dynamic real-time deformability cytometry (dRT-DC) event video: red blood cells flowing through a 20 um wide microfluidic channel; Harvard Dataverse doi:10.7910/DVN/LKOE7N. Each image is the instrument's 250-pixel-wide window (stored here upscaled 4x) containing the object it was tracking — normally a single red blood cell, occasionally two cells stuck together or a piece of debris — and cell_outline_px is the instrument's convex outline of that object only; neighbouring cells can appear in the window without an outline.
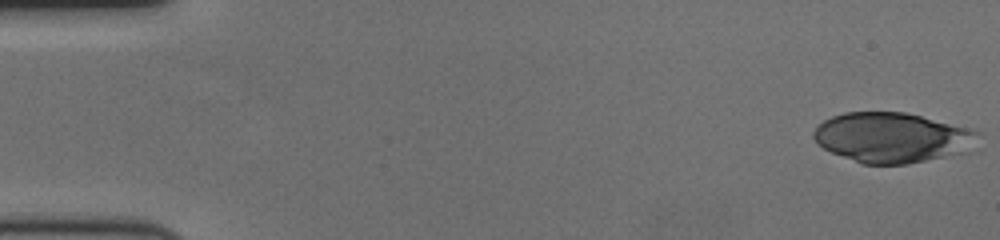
{"species": "human", "species_latin": "Homo sapiens", "temperature_condition": "cold", "stored_images_in_passage": 59, "camera_frame_rate_fps": 3000, "um_per_image_px": 0.085, "donor": {"sex": "female"}, "frame": {"image": 1, "passage_image": 1, "time_ms": 0.0, "image_size_px": [1000, 240], "cell_outline_px": [[984, 132], [968, 152], [908, 164], [864, 164], [832, 152], [824, 148], [812, 136], [812, 132], [824, 120], [832, 116], [844, 112], [904, 112], [972, 128]], "centroid_in_image_um": [75.91, 11.69], "position_along_channel_um": 9.1, "area_um2": 48.15}}
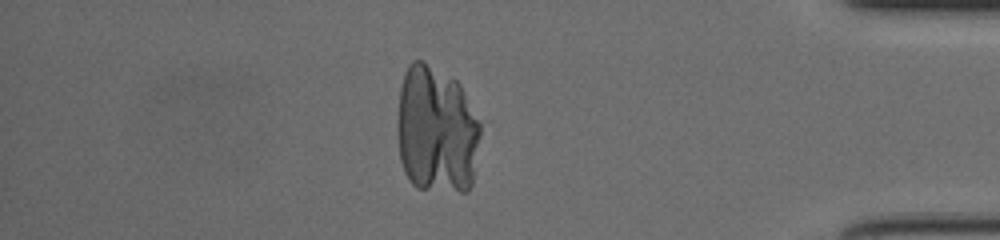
{"frame": {"image": 2, "passage_image": 51, "time_ms": 16.667, "image_size_px": [1000, 240], "cell_outline_px": [[480, 136], [472, 184], [468, 192], [460, 192], [416, 188], [408, 180], [404, 172], [400, 160], [396, 128], [396, 120], [400, 88], [404, 72], [408, 64], [412, 60], [424, 60], [452, 76], [460, 84], [480, 124]], "centroid_in_image_um": [37.07, 11.05], "position_along_channel_um": 398.1, "area_um2": 63.18}}
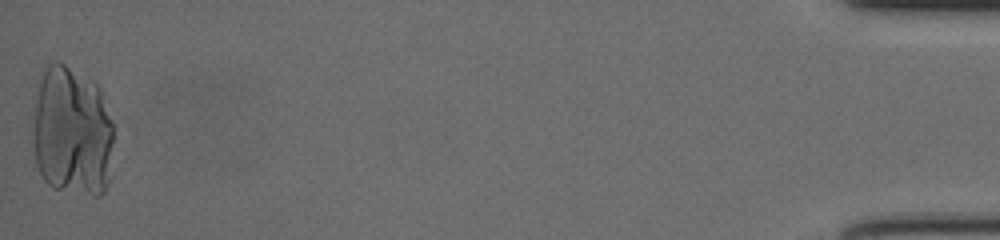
{"frame": {"image": 3, "passage_image": 59, "time_ms": 19.333, "image_size_px": [1000, 240], "cell_outline_px": [[112, 144], [108, 184], [104, 192], [100, 196], [92, 196], [52, 188], [44, 180], [36, 164], [32, 140], [32, 132], [40, 68], [56, 60], [64, 64], [92, 80], [100, 88], [112, 120]], "centroid_in_image_um": [6.1, 11.18], "position_along_channel_um": 429.1, "area_um2": 62.37}}